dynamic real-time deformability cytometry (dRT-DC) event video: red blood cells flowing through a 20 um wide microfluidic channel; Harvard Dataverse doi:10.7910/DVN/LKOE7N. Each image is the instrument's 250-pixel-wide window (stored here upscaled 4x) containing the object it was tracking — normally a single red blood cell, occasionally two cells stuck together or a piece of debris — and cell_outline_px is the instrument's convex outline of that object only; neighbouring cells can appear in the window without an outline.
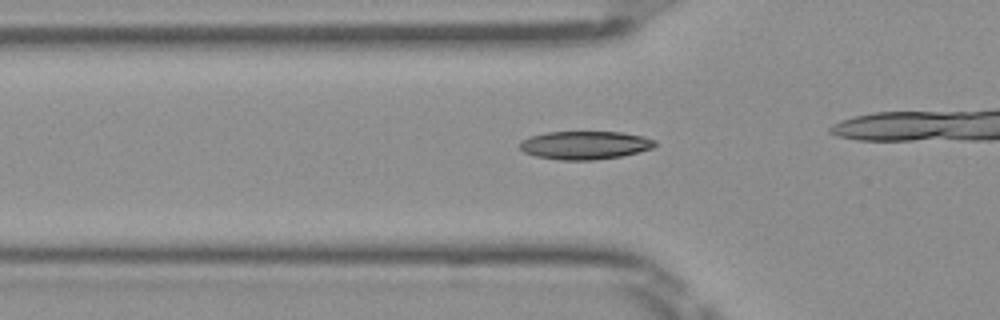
{"species": "Egyptian fruit bat (a non-hibernating species)", "species_latin": "Rousettus aegyptiacus", "temperature_condition": "room temperature", "stored_images_in_passage": 29, "camera_frame_rate_fps": 3000, "um_per_image_px": 0.085, "frame": {"image": 1, "passage_image": 6, "time_ms": 1.667, "image_size_px": [1000, 320], "cell_outline_px": [[656, 144], [652, 148], [620, 156], [592, 160], [560, 160], [536, 156], [524, 152], [520, 148], [520, 140], [544, 132], [620, 132], [644, 136], [656, 140]], "centroid_in_image_um": [49.7, 12.33], "position_along_channel_um": 76.1, "area_um2": 22.14}}
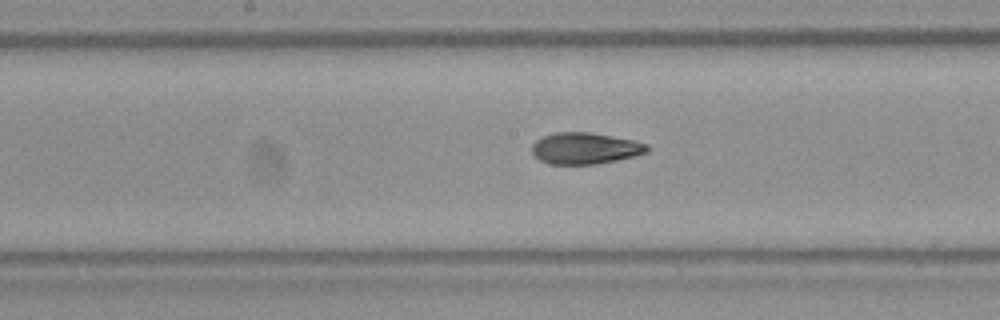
{"frame": {"image": 2, "passage_image": 15, "time_ms": 4.667, "image_size_px": [1000, 320], "cell_outline_px": [[652, 148], [648, 152], [636, 156], [596, 164], [552, 164], [540, 160], [532, 152], [532, 144], [536, 140], [544, 136], [556, 132], [592, 132], [632, 140], [648, 144]], "centroid_in_image_um": [49.77, 12.6], "position_along_channel_um": 198.4, "area_um2": 21.15}}
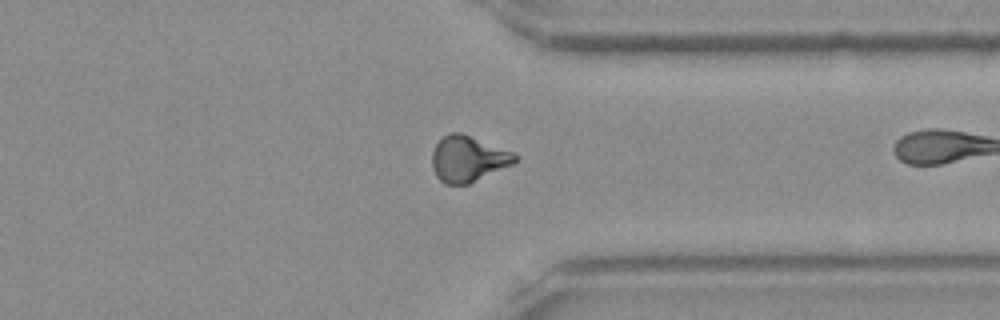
{"frame": {"image": 3, "passage_image": 28, "time_ms": 9.0, "image_size_px": [1000, 320], "cell_outline_px": [[520, 160], [512, 164], [468, 184], [444, 184], [436, 176], [432, 168], [432, 152], [436, 144], [444, 136], [452, 132], [460, 132], [512, 152], [520, 156]], "centroid_in_image_um": [39.78, 13.51], "position_along_channel_um": 371.6, "area_um2": 21.96}}